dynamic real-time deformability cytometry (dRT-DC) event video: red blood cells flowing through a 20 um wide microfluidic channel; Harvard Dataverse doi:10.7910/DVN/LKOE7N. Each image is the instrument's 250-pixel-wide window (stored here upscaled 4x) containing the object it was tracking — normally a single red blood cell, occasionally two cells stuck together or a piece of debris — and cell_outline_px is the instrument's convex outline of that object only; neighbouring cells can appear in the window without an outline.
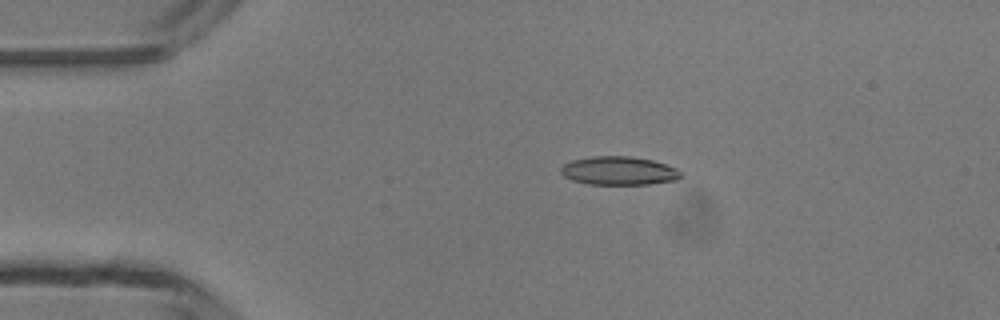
{"species": "common noctule bat (a hibernating species)", "species_latin": "Nyctalus noctula", "temperature_condition": "room temperature", "stored_images_in_passage": 4, "camera_frame_rate_fps": 3000, "um_per_image_px": 0.085, "animal": {"sex": "male", "body_mass_g": 13.3}, "frame": {"image": 1, "passage_image": 3, "time_ms": 2.333, "image_size_px": [1000, 320], "cell_outline_px": [[680, 176], [676, 180], [648, 184], [588, 184], [572, 180], [564, 176], [560, 172], [560, 168], [564, 164], [572, 160], [592, 156], [632, 156], [652, 160], [676, 168], [680, 172]], "centroid_in_image_um": [52.56, 14.51], "position_along_channel_um": 32.4, "area_um2": 19.83}}